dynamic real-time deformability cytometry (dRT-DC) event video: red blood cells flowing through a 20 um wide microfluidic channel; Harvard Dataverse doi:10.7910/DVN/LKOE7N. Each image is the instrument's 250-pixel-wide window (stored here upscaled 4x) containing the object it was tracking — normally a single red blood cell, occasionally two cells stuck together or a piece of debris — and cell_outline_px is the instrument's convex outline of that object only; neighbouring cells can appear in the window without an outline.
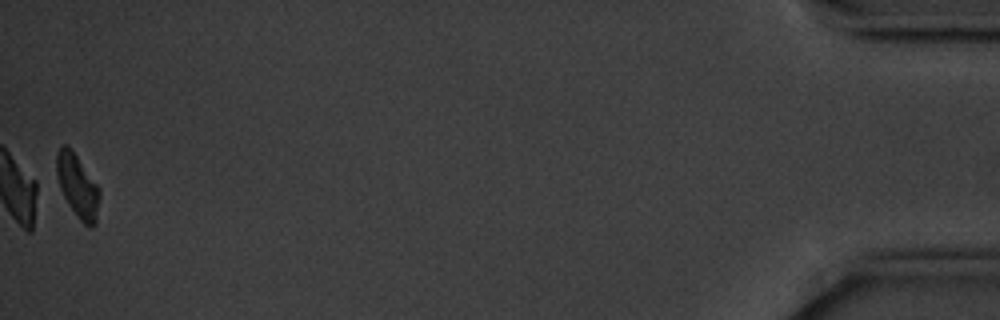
{"species": "common noctule bat (a hibernating species)", "species_latin": "Nyctalus noctula", "temperature_condition": "cold", "stored_images_in_passage": 55, "segment_of_instrument_passage": [2, 2], "camera_frame_rate_fps": 3000, "um_per_image_px": 0.085, "animal": {"sex": "male", "body_mass_g": 20.1, "forearm_length_mm": 53.5}, "frame": {"image": 1, "passage_image": 55, "time_ms": 18.0, "image_size_px": [1000, 320], "cell_outline_px": [[100, 196], [96, 224], [92, 228], [88, 228], [80, 220], [68, 204], [60, 188], [56, 176], [56, 152], [64, 144], [68, 144], [100, 188]], "centroid_in_image_um": [6.6, 15.82], "position_along_channel_um": 428.6, "area_um2": 16.01}}